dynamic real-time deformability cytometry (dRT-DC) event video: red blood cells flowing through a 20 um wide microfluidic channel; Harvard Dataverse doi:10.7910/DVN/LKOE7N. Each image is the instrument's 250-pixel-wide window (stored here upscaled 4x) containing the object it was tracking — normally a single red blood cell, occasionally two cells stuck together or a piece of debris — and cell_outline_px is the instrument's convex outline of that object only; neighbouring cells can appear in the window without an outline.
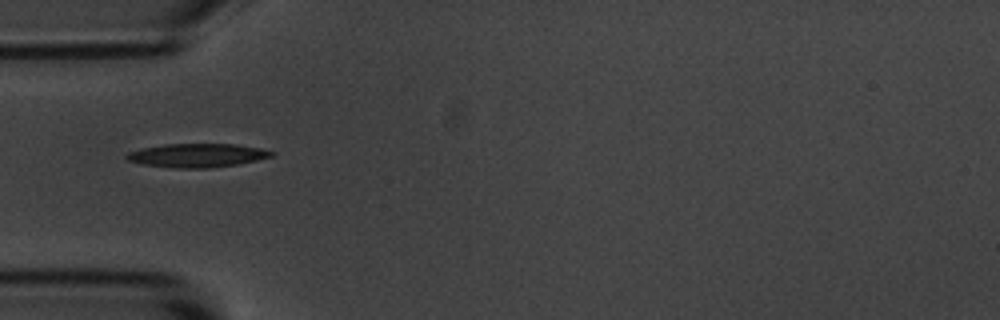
{"species": "common noctule bat (a hibernating species)", "species_latin": "Nyctalus noctula", "temperature_condition": "room temperature", "stored_images_in_passage": 5, "camera_frame_rate_fps": 3000, "um_per_image_px": 0.085, "animal": {"sex": "male", "body_mass_g": 20.1, "forearm_length_mm": 53.5}, "frame": {"image": 1, "passage_image": 4, "time_ms": 3.667, "image_size_px": [1000, 320], "cell_outline_px": [[276, 152], [272, 156], [240, 164], [208, 168], [176, 168], [144, 164], [128, 160], [124, 156], [128, 152], [140, 148], [164, 144], [236, 144], [260, 148]], "centroid_in_image_um": [16.76, 13.2], "position_along_channel_um": 68.2, "area_um2": 20.0}}